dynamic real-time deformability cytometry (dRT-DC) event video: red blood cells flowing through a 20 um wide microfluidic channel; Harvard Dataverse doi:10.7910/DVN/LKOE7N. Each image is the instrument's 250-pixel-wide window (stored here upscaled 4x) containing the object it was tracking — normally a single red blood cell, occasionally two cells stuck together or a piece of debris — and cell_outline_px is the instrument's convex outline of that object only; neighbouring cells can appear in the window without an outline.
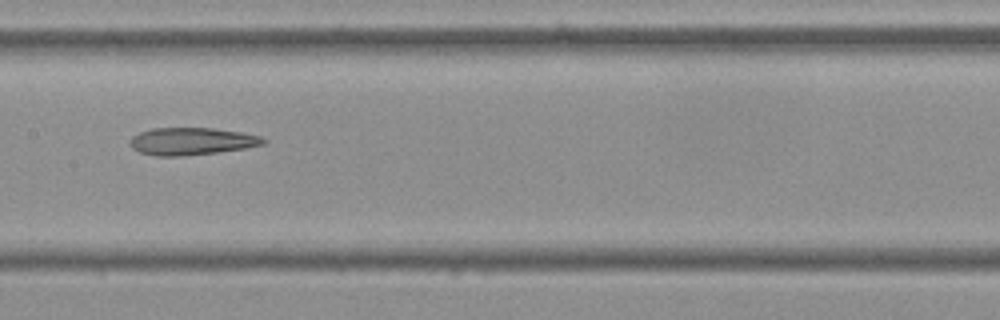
{"species": "Egyptian fruit bat (a non-hibernating species)", "species_latin": "Rousettus aegyptiacus", "temperature_condition": "cold", "stored_images_in_passage": 14, "camera_frame_rate_fps": 3000, "um_per_image_px": 0.085, "frame": {"image": 1, "passage_image": 7, "time_ms": 2.0, "image_size_px": [1000, 320], "cell_outline_px": [[268, 140], [264, 144], [244, 148], [216, 152], [184, 156], [156, 156], [140, 152], [132, 148], [128, 140], [132, 136], [140, 132], [152, 128], [212, 128], [240, 132], [260, 136]], "centroid_in_image_um": [16.26, 12.01], "position_along_channel_um": 191.1, "area_um2": 21.21}}
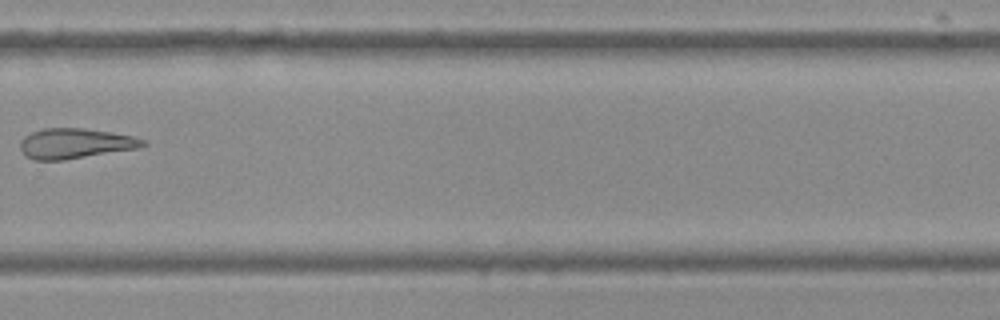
{"frame": {"image": 2, "passage_image": 10, "time_ms": 3.0, "image_size_px": [1000, 320], "cell_outline_px": [[148, 144], [140, 148], [64, 160], [32, 160], [20, 148], [20, 140], [24, 136], [32, 132], [44, 128], [84, 128], [132, 136], [148, 140]], "centroid_in_image_um": [6.42, 12.19], "position_along_channel_um": 323.4, "area_um2": 21.62}}
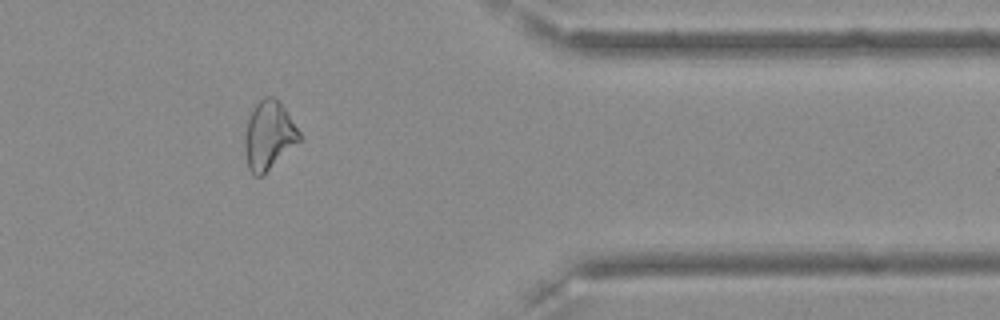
{"frame": {"image": 3, "passage_image": 12, "time_ms": 3.667, "image_size_px": [1000, 320], "cell_outline_px": [[304, 136], [300, 140], [260, 176], [256, 176], [248, 168], [244, 152], [244, 136], [248, 120], [252, 108], [264, 96], [272, 96], [284, 108]], "centroid_in_image_um": [22.83, 11.48], "position_along_channel_um": 388.6, "area_um2": 21.44}}